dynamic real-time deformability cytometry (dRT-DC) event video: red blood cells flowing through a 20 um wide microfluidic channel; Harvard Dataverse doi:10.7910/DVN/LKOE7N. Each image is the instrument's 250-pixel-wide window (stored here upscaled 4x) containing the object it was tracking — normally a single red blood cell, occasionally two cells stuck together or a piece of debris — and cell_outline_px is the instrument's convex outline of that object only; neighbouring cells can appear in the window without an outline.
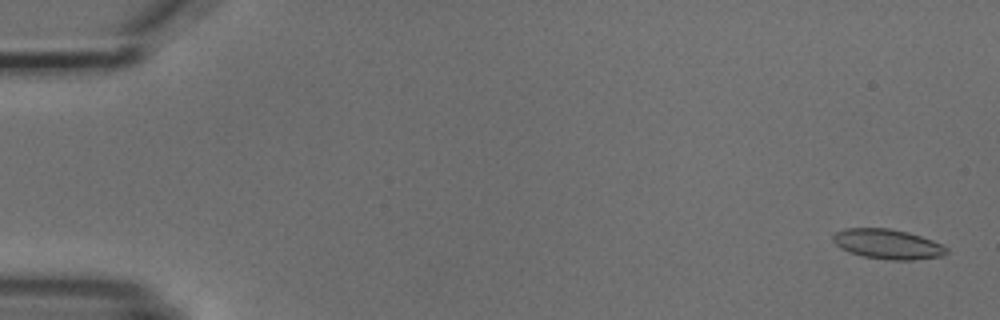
{"species": "common noctule bat (a hibernating species)", "species_latin": "Nyctalus noctula", "temperature_condition": "cold", "stored_images_in_passage": 4, "camera_frame_rate_fps": 3000, "um_per_image_px": 0.085, "animal": {"sex": "male", "body_mass_g": 18.8}, "frame": {"image": 1, "passage_image": 1, "time_ms": 0.0, "image_size_px": [1000, 320], "cell_outline_px": [[948, 252], [944, 256], [912, 260], [892, 260], [864, 256], [848, 252], [840, 248], [832, 240], [832, 236], [836, 232], [844, 228], [888, 228], [908, 232], [932, 240], [948, 248]], "centroid_in_image_um": [75.45, 20.75], "position_along_channel_um": 9.6, "area_um2": 19.77}}
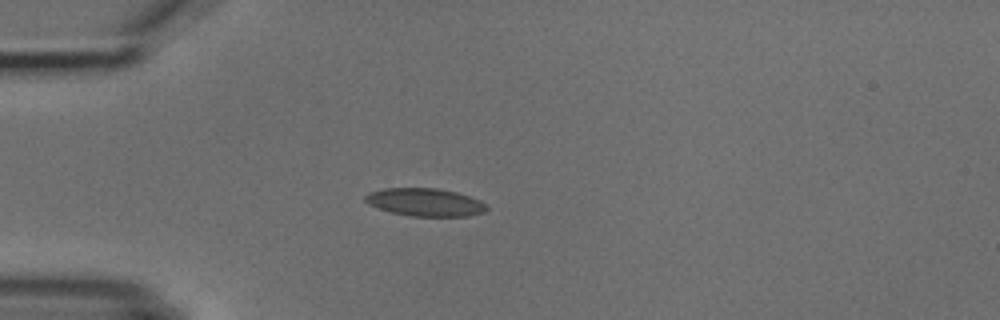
{"frame": {"image": 2, "passage_image": 4, "time_ms": 4.333, "image_size_px": [1000, 320], "cell_outline_px": [[488, 208], [484, 212], [468, 216], [412, 216], [392, 212], [376, 208], [368, 204], [364, 200], [364, 196], [368, 192], [384, 188], [436, 188], [456, 192], [480, 200], [488, 204]], "centroid_in_image_um": [36.12, 17.19], "position_along_channel_um": 48.9, "area_um2": 19.83}}